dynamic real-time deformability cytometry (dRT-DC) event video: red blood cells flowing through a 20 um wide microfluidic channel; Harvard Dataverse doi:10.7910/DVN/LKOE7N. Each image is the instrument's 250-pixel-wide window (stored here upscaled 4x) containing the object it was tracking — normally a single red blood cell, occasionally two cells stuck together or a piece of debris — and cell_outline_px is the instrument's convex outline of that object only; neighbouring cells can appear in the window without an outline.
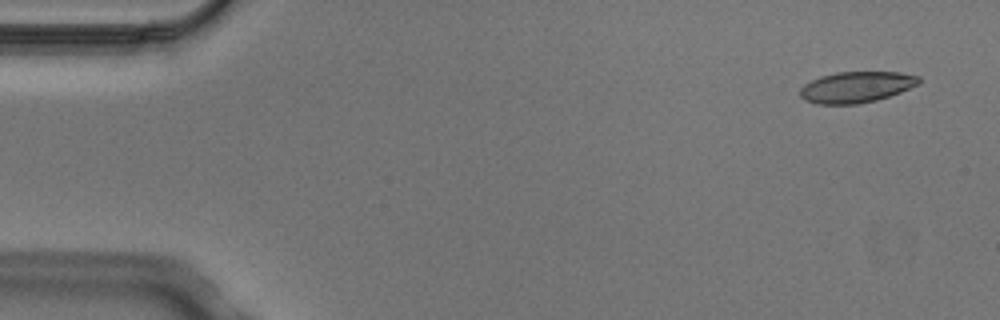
{"species": "Egyptian fruit bat (a non-hibernating species)", "species_latin": "Rousettus aegyptiacus", "temperature_condition": "cold", "stored_images_in_passage": 6, "camera_frame_rate_fps": 3000, "um_per_image_px": 0.085, "animal": {"sex": "male"}, "frame": {"image": 1, "passage_image": 1, "time_ms": 0.0, "image_size_px": [1000, 320], "cell_outline_px": [[920, 84], [900, 92], [876, 100], [856, 104], [816, 104], [804, 100], [800, 96], [800, 88], [804, 84], [820, 76], [836, 72], [900, 72], [920, 76]], "centroid_in_image_um": [72.78, 7.4], "position_along_channel_um": 12.2, "area_um2": 21.56}}
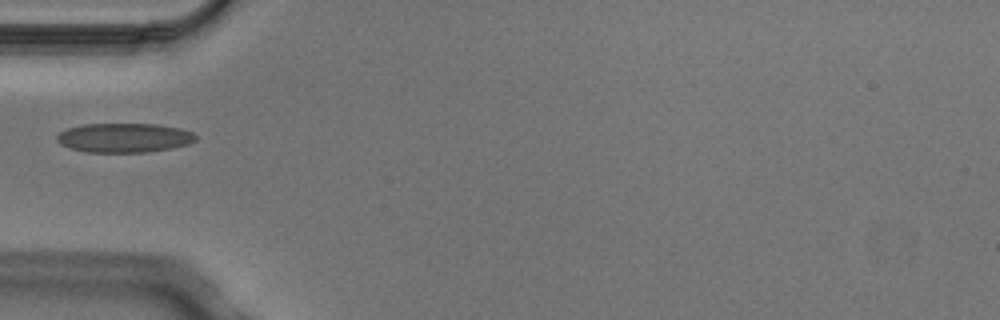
{"frame": {"image": 2, "passage_image": 5, "time_ms": 1.333, "image_size_px": [1000, 320], "cell_outline_px": [[196, 140], [188, 144], [172, 148], [148, 152], [88, 152], [68, 148], [60, 144], [56, 140], [56, 136], [60, 132], [68, 128], [84, 124], [156, 124], [180, 128], [192, 132], [196, 136]], "centroid_in_image_um": [10.54, 11.71], "position_along_channel_um": 74.5, "area_um2": 23.76}}
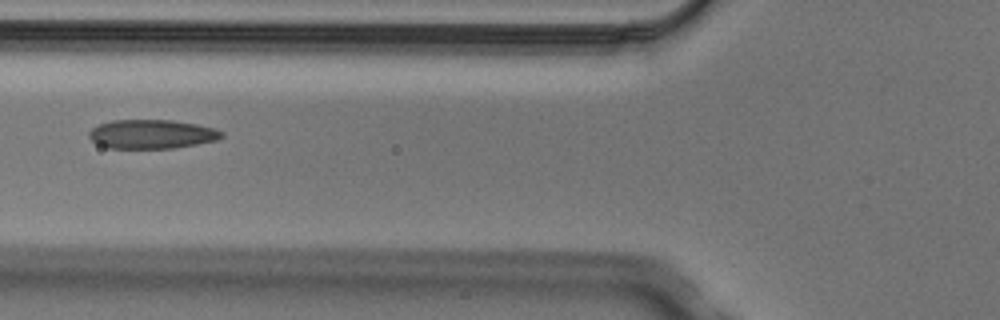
{"frame": {"image": 3, "passage_image": 6, "time_ms": 1.667, "image_size_px": [1000, 320], "cell_outline_px": [[224, 136], [216, 140], [196, 144], [172, 148], [108, 148], [96, 144], [88, 136], [88, 132], [92, 128], [100, 124], [112, 120], [172, 120], [196, 124], [212, 128], [224, 132]], "centroid_in_image_um": [12.87, 11.4], "position_along_channel_um": 112.9, "area_um2": 22.37}}